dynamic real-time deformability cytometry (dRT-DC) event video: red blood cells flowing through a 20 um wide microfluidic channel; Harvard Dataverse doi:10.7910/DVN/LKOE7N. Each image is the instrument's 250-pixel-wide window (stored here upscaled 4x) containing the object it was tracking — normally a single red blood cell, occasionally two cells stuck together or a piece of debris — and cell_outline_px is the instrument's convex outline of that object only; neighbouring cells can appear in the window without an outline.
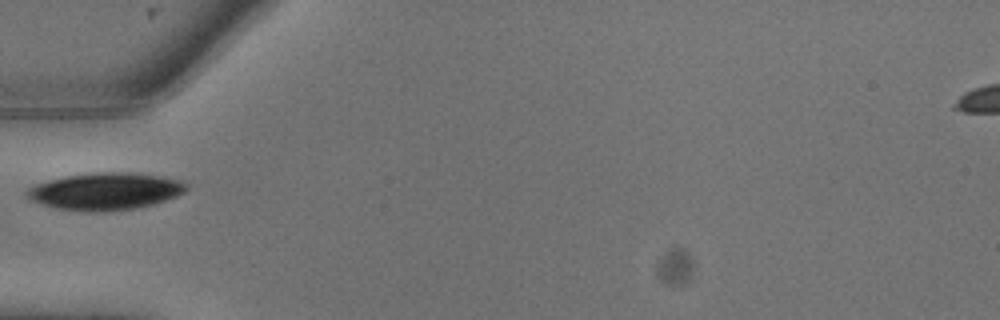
{"species": "common noctule bat (a hibernating species)", "species_latin": "Nyctalus noctula", "temperature_condition": "warm", "stored_images_in_passage": 6, "camera_frame_rate_fps": 3000, "um_per_image_px": 0.085, "animal": {"sex": "male", "body_mass_g": 13.3}, "frame": {"image": 1, "passage_image": 1, "time_ms": 0.0, "image_size_px": [1000, 320], "cell_outline_px": [[188, 188], [184, 192], [176, 196], [140, 208], [104, 212], [84, 212], [60, 208], [28, 200], [24, 196], [24, 192], [28, 188], [36, 184], [64, 176], [92, 172], [128, 172], [160, 176], [180, 180], [188, 184]], "centroid_in_image_um": [8.93, 16.26], "position_along_channel_um": 76.1, "area_um2": 34.74}}
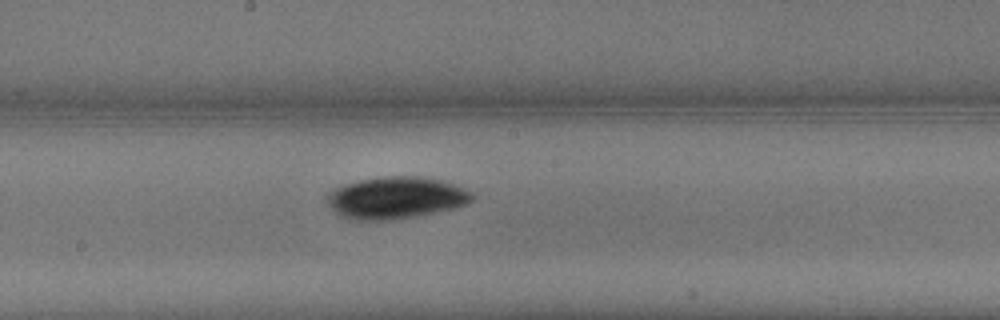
{"frame": {"image": 2, "passage_image": 6, "time_ms": 1.667, "image_size_px": [1000, 320], "cell_outline_px": [[472, 200], [456, 208], [400, 220], [356, 220], [344, 216], [336, 212], [328, 204], [328, 196], [336, 188], [344, 184], [360, 180], [388, 176], [420, 176], [444, 180], [472, 192]], "centroid_in_image_um": [33.7, 16.82], "position_along_channel_um": 214.5, "area_um2": 35.32}}